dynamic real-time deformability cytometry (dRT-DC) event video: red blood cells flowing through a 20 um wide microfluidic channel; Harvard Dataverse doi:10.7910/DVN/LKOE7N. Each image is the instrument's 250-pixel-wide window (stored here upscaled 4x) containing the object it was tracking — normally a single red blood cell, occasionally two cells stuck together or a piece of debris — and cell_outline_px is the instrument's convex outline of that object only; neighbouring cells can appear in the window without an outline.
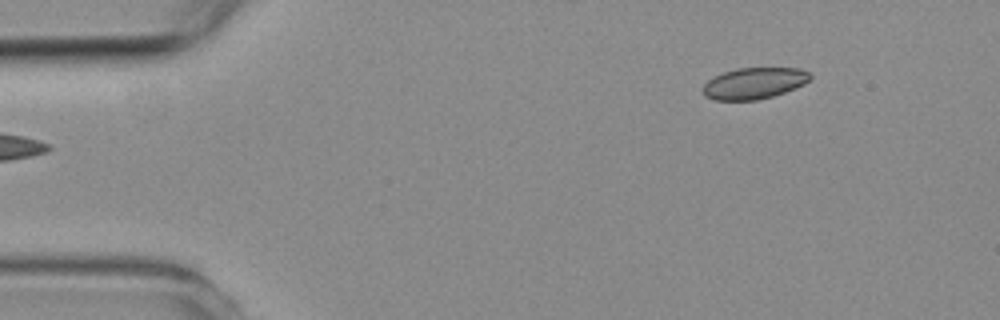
{"species": "common noctule bat (a hibernating species)", "species_latin": "Nyctalus noctula", "temperature_condition": "room temperature", "stored_images_in_passage": 6, "segment_of_instrument_passage": [2, 2], "camera_frame_rate_fps": 3000, "um_per_image_px": 0.085, "animal": {"sex": "female", "body_mass_g": 19.3, "forearm_length_mm": 54.1}, "frame": {"image": 1, "passage_image": 6, "time_ms": 5.667, "image_size_px": [1000, 320], "cell_outline_px": [[812, 76], [804, 84], [784, 92], [772, 96], [756, 100], [716, 100], [704, 96], [704, 84], [712, 76], [736, 68], [800, 68], [808, 72]], "centroid_in_image_um": [64.08, 7.07], "position_along_channel_um": 20.9, "area_um2": 19.48}}